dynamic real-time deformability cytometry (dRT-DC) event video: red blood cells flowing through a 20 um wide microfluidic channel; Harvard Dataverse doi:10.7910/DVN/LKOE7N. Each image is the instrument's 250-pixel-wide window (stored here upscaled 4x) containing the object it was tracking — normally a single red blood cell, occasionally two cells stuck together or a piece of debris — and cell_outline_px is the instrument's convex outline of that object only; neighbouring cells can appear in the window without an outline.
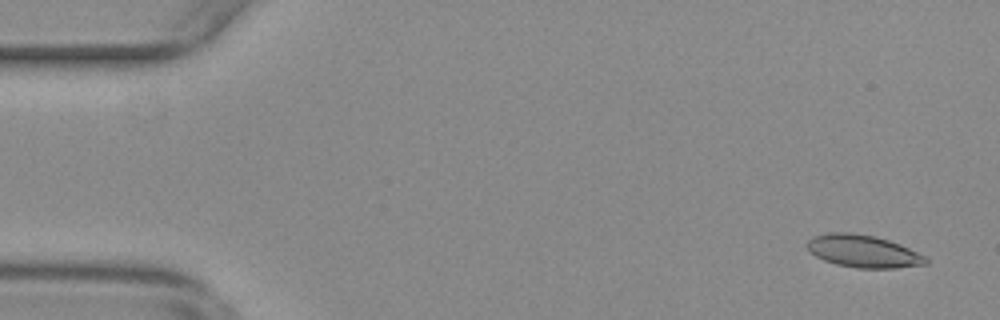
{"species": "common noctule bat (a hibernating species)", "species_latin": "Nyctalus noctula", "temperature_condition": "warm", "stored_images_in_passage": 56, "camera_frame_rate_fps": 3000, "um_per_image_px": 0.085, "animal": {"sex": "female", "body_mass_g": 29.2, "forearm_length_mm": 56.3}, "frame": {"image": 1, "passage_image": 3, "time_ms": 0.667, "image_size_px": [1000, 320], "cell_outline_px": [[928, 264], [896, 268], [856, 268], [836, 264], [824, 260], [808, 252], [804, 244], [812, 236], [828, 232], [852, 232], [876, 236], [900, 244], [924, 256], [928, 260]], "centroid_in_image_um": [73.31, 21.34], "position_along_channel_um": 11.7, "area_um2": 22.72}}
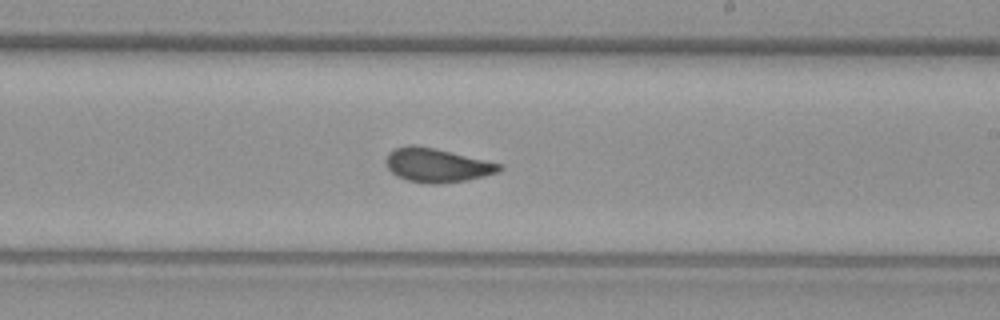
{"frame": {"image": 2, "passage_image": 33, "time_ms": 10.667, "image_size_px": [1000, 320], "cell_outline_px": [[504, 168], [500, 172], [468, 180], [440, 184], [428, 184], [408, 180], [396, 176], [384, 164], [384, 160], [388, 152], [396, 148], [408, 144], [412, 144], [432, 148], [504, 164]], "centroid_in_image_um": [37.14, 14.05], "position_along_channel_um": 251.9, "area_um2": 22.6}}
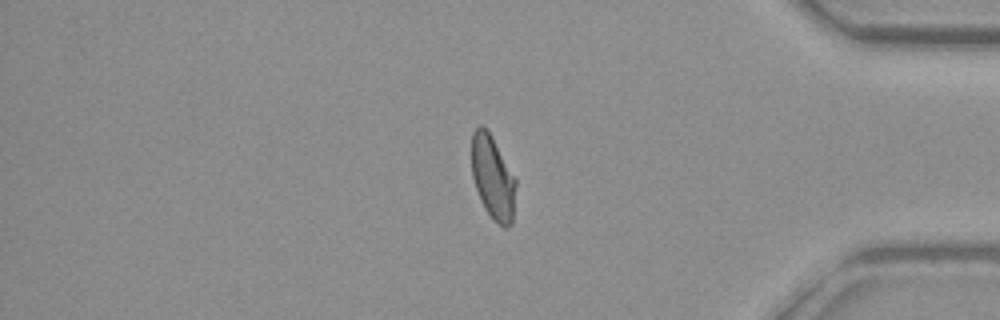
{"frame": {"image": 3, "passage_image": 47, "time_ms": 15.333, "image_size_px": [1000, 320], "cell_outline_px": [[516, 188], [512, 224], [508, 228], [504, 228], [484, 208], [480, 200], [472, 176], [472, 132], [480, 124], [492, 136], [516, 180]], "centroid_in_image_um": [41.89, 15.1], "position_along_channel_um": 393.3, "area_um2": 21.27}, "authors_computed_cell_mechanics": {"area_um2": 22.1374, "velocity_mm_per_s": 3.68, "shape_relaxation_time_tau1_ms": null, "shape_relaxation_time_tau2_ms": 1.3013, "deformation_change_tau1": null, "deformation_change_tau2": 0.0713}}